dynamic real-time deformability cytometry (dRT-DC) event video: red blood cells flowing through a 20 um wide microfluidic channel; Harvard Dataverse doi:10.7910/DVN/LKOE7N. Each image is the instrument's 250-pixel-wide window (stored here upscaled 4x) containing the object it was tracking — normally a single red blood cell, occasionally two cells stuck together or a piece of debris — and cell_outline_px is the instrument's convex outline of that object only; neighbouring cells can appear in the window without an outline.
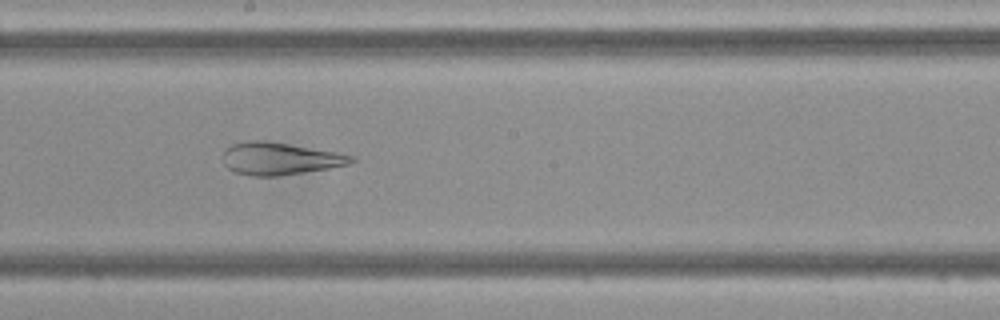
{"species": "Egyptian fruit bat (a non-hibernating species)", "species_latin": "Rousettus aegyptiacus", "temperature_condition": "cold", "stored_images_in_passage": 48, "camera_frame_rate_fps": 3000, "um_per_image_px": 0.085, "frame": {"image": 1, "passage_image": 26, "time_ms": 8.333, "image_size_px": [1000, 320], "cell_outline_px": [[356, 160], [348, 164], [328, 168], [276, 176], [252, 176], [236, 172], [228, 168], [224, 164], [224, 152], [232, 144], [248, 140], [264, 140], [336, 152], [356, 156]], "centroid_in_image_um": [23.78, 13.48], "position_along_channel_um": 224.4, "area_um2": 23.87}}
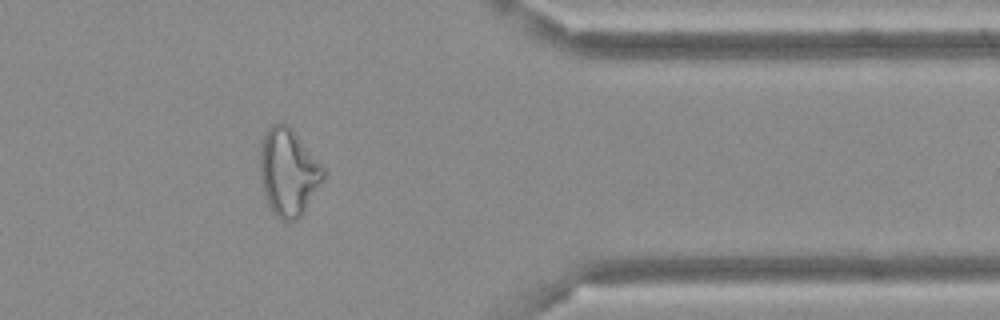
{"frame": {"image": 2, "passage_image": 39, "time_ms": 12.667, "image_size_px": [1000, 320], "cell_outline_px": [[328, 172], [304, 212], [296, 220], [280, 220], [268, 208], [260, 180], [260, 152], [264, 136], [268, 128], [272, 124], [280, 120], [288, 124], [292, 128]], "centroid_in_image_um": [24.51, 14.63], "position_along_channel_um": 386.9, "area_um2": 32.6}}